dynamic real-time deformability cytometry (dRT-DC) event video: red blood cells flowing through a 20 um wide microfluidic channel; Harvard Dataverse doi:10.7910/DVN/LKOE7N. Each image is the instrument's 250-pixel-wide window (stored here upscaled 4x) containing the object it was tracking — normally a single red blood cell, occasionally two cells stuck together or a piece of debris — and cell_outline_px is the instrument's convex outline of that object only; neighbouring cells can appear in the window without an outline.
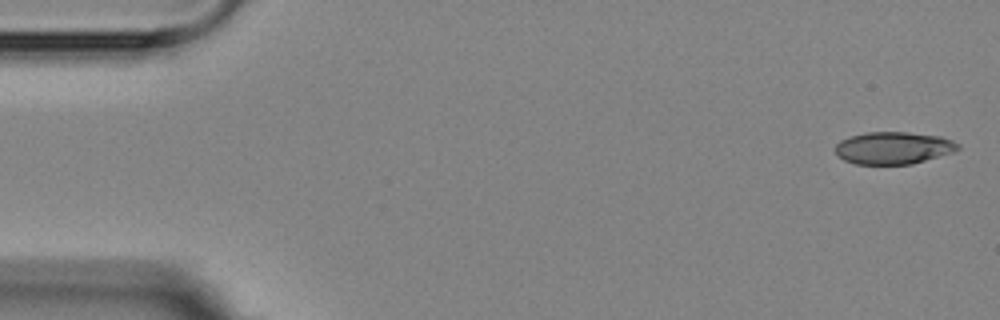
{"species": "Egyptian fruit bat (a non-hibernating species)", "species_latin": "Rousettus aegyptiacus", "temperature_condition": "room temperature", "stored_images_in_passage": 5, "camera_frame_rate_fps": 3000, "um_per_image_px": 0.085, "animal": {"sex": "female"}, "frame": {"image": 1, "passage_image": 1, "time_ms": 0.0, "image_size_px": [1000, 320], "cell_outline_px": [[960, 148], [952, 152], [912, 164], [856, 164], [844, 160], [836, 152], [836, 144], [840, 140], [852, 136], [868, 132], [908, 132], [940, 136], [952, 140], [960, 144]], "centroid_in_image_um": [75.95, 12.57], "position_along_channel_um": 9.0, "area_um2": 22.89}}